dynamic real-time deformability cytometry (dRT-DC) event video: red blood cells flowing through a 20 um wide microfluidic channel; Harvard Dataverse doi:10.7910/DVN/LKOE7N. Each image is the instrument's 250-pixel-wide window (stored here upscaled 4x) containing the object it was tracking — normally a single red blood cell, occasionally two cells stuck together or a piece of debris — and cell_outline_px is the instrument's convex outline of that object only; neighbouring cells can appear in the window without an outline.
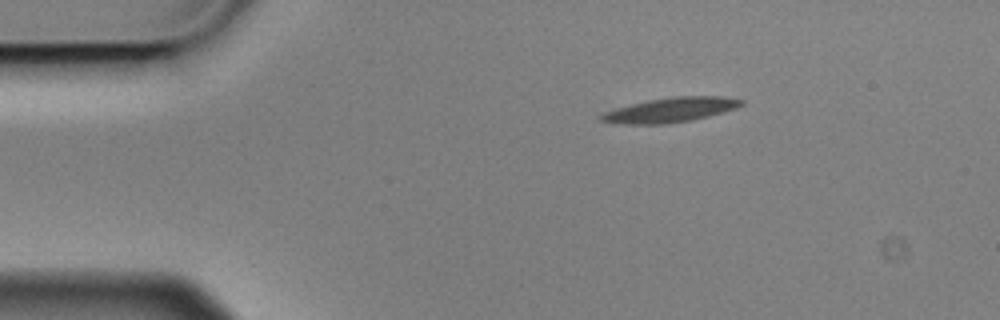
{"species": "Egyptian fruit bat (a non-hibernating species)", "species_latin": "Rousettus aegyptiacus", "temperature_condition": "cold", "stored_images_in_passage": 6, "camera_frame_rate_fps": 3000, "um_per_image_px": 0.085, "animal": {"sex": "male"}, "frame": {"image": 1, "passage_image": 6, "time_ms": 1.667, "image_size_px": [1000, 320], "cell_outline_px": [[744, 104], [736, 108], [708, 116], [692, 120], [668, 124], [612, 124], [600, 120], [600, 116], [604, 112], [616, 108], [648, 100], [672, 96], [720, 96], [744, 100]], "centroid_in_image_um": [56.98, 9.35], "position_along_channel_um": 28.0, "area_um2": 20.17}}